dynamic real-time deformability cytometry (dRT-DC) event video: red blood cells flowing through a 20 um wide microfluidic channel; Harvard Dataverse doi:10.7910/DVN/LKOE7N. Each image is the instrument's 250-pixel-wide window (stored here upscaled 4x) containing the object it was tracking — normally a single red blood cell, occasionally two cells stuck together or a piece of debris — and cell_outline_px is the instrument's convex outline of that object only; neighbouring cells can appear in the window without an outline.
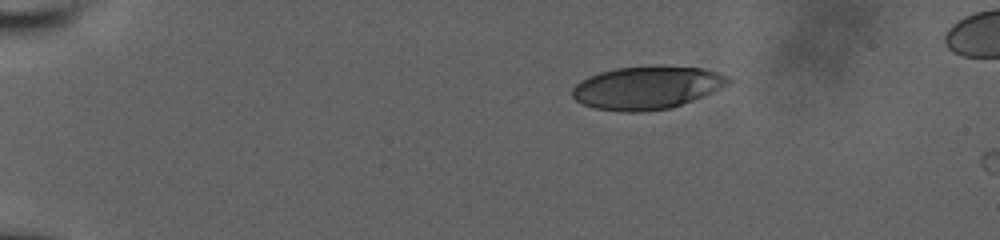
{"species": "human", "species_latin": "Homo sapiens", "temperature_condition": "room temperature", "stored_images_in_passage": 3, "camera_frame_rate_fps": 3000, "um_per_image_px": 0.085, "donor": {"sex": "male"}, "frame": {"image": 1, "passage_image": 1, "time_ms": 0.0, "image_size_px": [1000, 240], "cell_outline_px": [[732, 80], [728, 84], [712, 92], [692, 100], [668, 108], [640, 112], [628, 112], [596, 108], [584, 104], [576, 100], [572, 96], [572, 88], [580, 80], [588, 76], [600, 72], [616, 68], [660, 64], [704, 68], [728, 76]], "centroid_in_image_um": [54.98, 7.42], "position_along_channel_um": 30.0, "area_um2": 39.19}}